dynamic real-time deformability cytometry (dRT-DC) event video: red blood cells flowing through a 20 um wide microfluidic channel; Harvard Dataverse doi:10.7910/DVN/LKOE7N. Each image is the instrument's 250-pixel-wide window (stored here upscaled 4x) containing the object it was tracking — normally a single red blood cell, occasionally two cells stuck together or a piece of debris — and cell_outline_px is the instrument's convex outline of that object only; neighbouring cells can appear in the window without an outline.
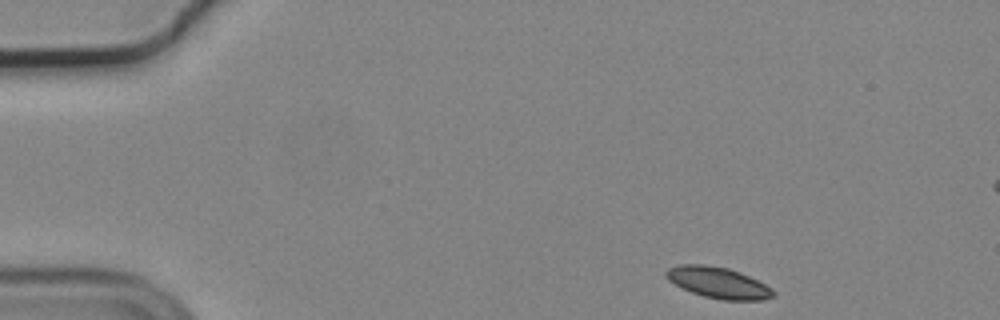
{"species": "common noctule bat (a hibernating species)", "species_latin": "Nyctalus noctula", "temperature_condition": "cold", "stored_images_in_passage": 50, "segment_of_instrument_passage": [1, 2], "camera_frame_rate_fps": 3000, "um_per_image_px": 0.085, "animal": {"sex": "male", "body_mass_g": 19.2, "forearm_length_mm": 51.8}, "frame": {"image": 1, "passage_image": 1, "time_ms": 0.0, "image_size_px": [1000, 320], "cell_outline_px": [[776, 296], [760, 300], [724, 300], [704, 296], [692, 292], [668, 280], [664, 276], [664, 272], [668, 268], [680, 264], [704, 264], [728, 268], [740, 272], [772, 288], [776, 292]], "centroid_in_image_um": [61.05, 24.02], "position_along_channel_um": 24.0, "area_um2": 19.36}}
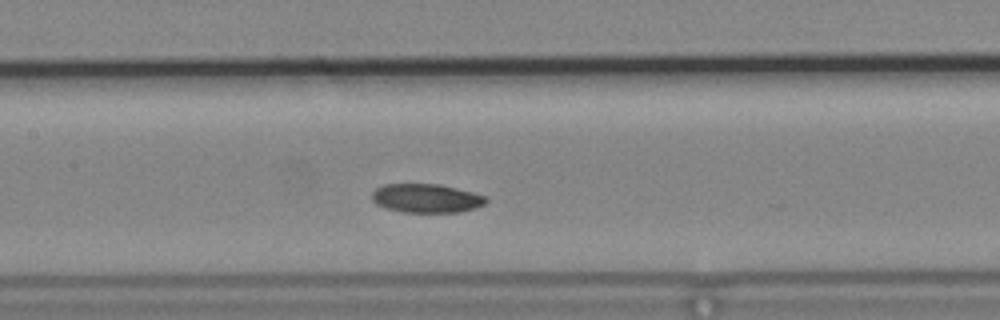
{"frame": {"image": 2, "passage_image": 20, "time_ms": 6.333, "image_size_px": [1000, 320], "cell_outline_px": [[488, 200], [484, 204], [476, 208], [460, 212], [404, 212], [384, 208], [376, 204], [372, 200], [372, 192], [376, 188], [384, 184], [440, 184], [472, 192], [484, 196]], "centroid_in_image_um": [36.21, 16.85], "position_along_channel_um": 171.2, "area_um2": 19.19}}
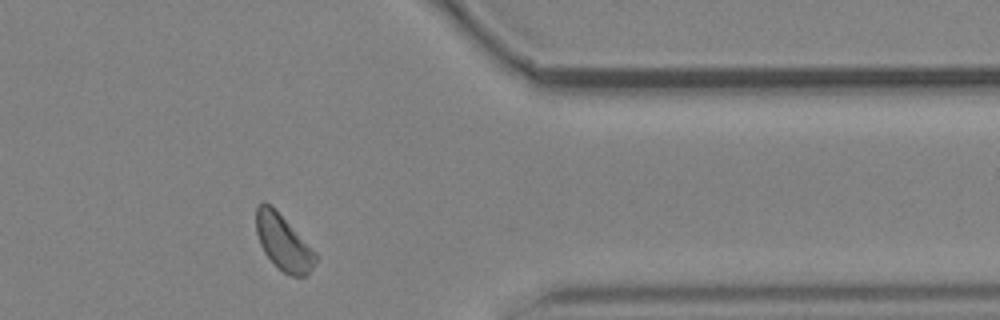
{"frame": {"image": 3, "passage_image": 39, "time_ms": 12.667, "image_size_px": [1000, 320], "cell_outline_px": [[316, 260], [308, 276], [292, 276], [284, 272], [264, 252], [260, 244], [256, 232], [256, 204], [264, 200], [316, 252]], "centroid_in_image_um": [24.06, 20.63], "position_along_channel_um": 387.3, "area_um2": 18.55}}